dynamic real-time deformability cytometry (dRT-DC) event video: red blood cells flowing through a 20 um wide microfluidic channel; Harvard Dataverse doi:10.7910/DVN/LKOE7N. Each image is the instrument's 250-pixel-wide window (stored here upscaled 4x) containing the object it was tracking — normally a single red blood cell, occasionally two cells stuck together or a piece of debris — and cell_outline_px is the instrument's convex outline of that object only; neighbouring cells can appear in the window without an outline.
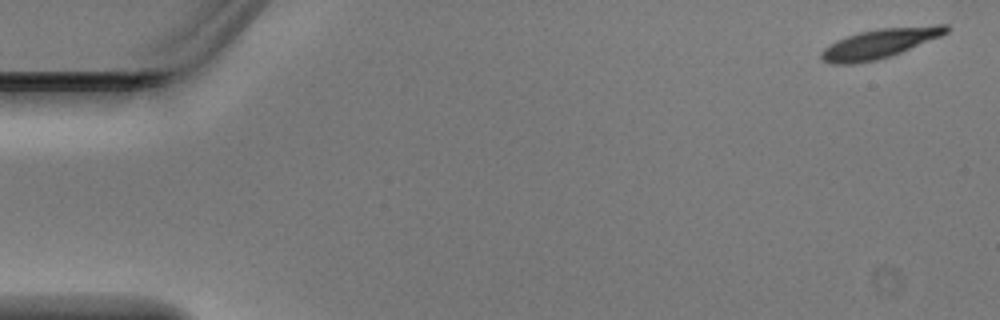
{"species": "Egyptian fruit bat (a non-hibernating species)", "species_latin": "Rousettus aegyptiacus", "temperature_condition": "warm", "stored_images_in_passage": 4, "camera_frame_rate_fps": 3000, "um_per_image_px": 0.085, "animal": {"sex": "male"}, "frame": {"image": 1, "passage_image": 1, "time_ms": 0.0, "image_size_px": [1000, 320], "cell_outline_px": [[948, 32], [940, 36], [900, 52], [876, 60], [852, 64], [832, 64], [824, 60], [820, 56], [820, 52], [824, 48], [836, 40], [860, 32], [880, 28], [936, 24], [948, 24]], "centroid_in_image_um": [74.77, 3.68], "position_along_channel_um": 10.2, "area_um2": 21.21}}